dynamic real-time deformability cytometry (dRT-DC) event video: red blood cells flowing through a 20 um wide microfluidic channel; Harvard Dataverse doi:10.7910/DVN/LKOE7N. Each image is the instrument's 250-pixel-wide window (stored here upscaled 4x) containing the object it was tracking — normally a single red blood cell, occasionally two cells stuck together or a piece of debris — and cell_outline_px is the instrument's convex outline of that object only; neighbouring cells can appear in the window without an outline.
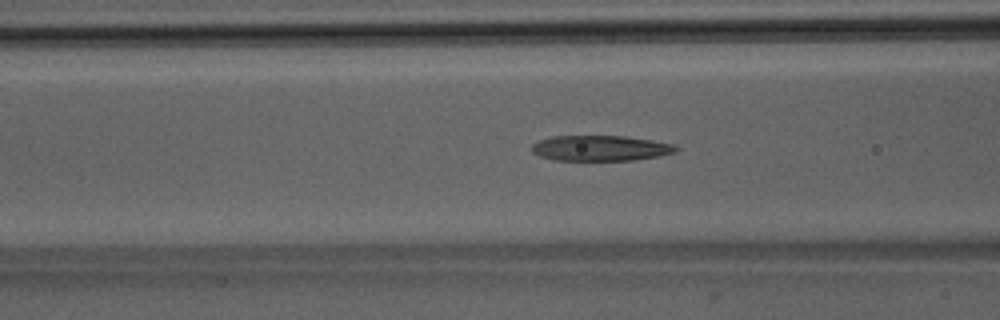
{"species": "Egyptian fruit bat (a non-hibernating species)", "species_latin": "Rousettus aegyptiacus", "temperature_condition": "room temperature", "stored_images_in_passage": 52, "camera_frame_rate_fps": 3000, "um_per_image_px": 0.085, "animal": {"sex": "male"}, "frame": {"image": 1, "passage_image": 20, "time_ms": 6.333, "image_size_px": [1000, 320], "cell_outline_px": [[680, 148], [676, 152], [660, 156], [636, 160], [556, 160], [540, 156], [532, 152], [532, 144], [540, 140], [552, 136], [624, 136], [652, 140], [672, 144]], "centroid_in_image_um": [51.07, 12.59], "position_along_channel_um": 115.5, "area_um2": 21.39}}
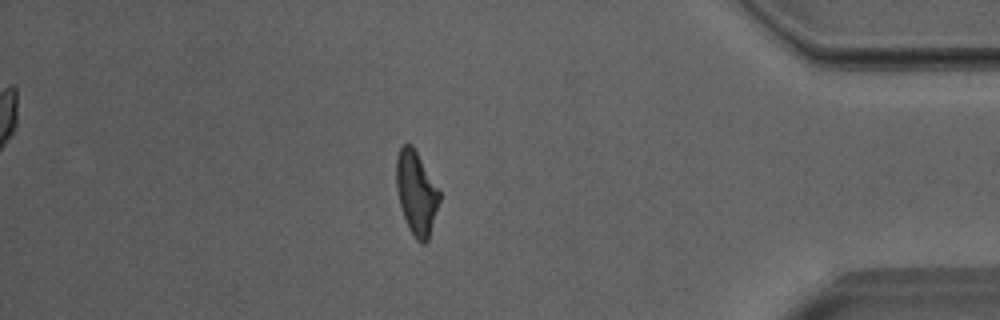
{"frame": {"image": 2, "passage_image": 44, "time_ms": 14.333, "image_size_px": [1000, 320], "cell_outline_px": [[440, 200], [428, 240], [424, 244], [420, 244], [416, 240], [408, 228], [400, 204], [396, 188], [396, 156], [400, 144], [412, 144], [440, 192]], "centroid_in_image_um": [35.37, 16.39], "position_along_channel_um": 399.8, "area_um2": 20.98}}
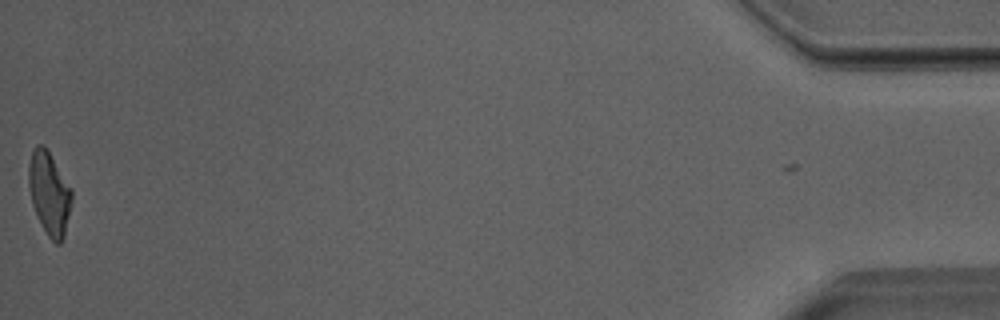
{"frame": {"image": 3, "passage_image": 51, "time_ms": 16.667, "image_size_px": [1000, 320], "cell_outline_px": [[72, 200], [64, 236], [60, 244], [56, 244], [48, 236], [32, 204], [28, 184], [28, 168], [32, 148], [36, 144], [44, 144], [72, 188]], "centroid_in_image_um": [4.19, 16.38], "position_along_channel_um": 431.0, "area_um2": 20.81}, "authors_computed_cell_mechanics": {"area_um2": 21.7617, "velocity_mm_per_s": 4.0069, "shape_relaxation_time_tau1_ms": 7.6905, "shape_relaxation_time_tau2_ms": 2.8154, "deformation_change_tau1": 0.2552, "deformation_change_tau2": 0.1493}}